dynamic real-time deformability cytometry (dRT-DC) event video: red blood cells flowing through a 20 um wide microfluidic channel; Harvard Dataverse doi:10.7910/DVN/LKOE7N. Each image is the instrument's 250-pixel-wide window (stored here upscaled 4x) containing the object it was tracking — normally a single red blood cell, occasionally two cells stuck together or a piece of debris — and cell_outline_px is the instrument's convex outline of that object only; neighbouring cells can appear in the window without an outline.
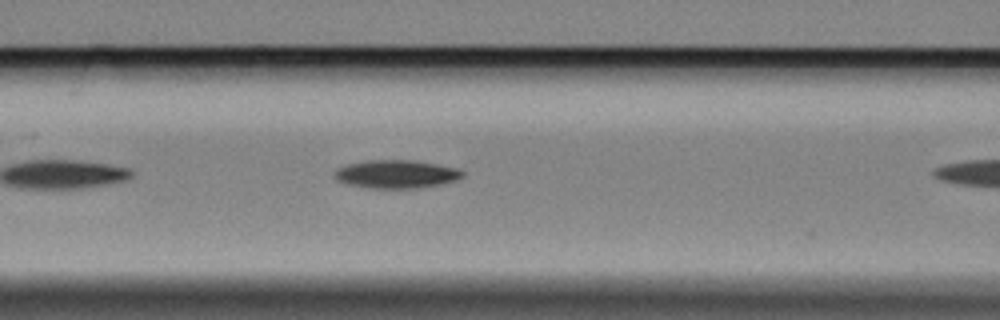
{"species": "Egyptian fruit bat (a non-hibernating species)", "species_latin": "Rousettus aegyptiacus", "temperature_condition": "cold", "stored_images_in_passage": 10, "camera_frame_rate_fps": 3000, "um_per_image_px": 0.085, "animal": {"sex": "female"}, "frame": {"image": 1, "passage_image": 9, "time_ms": 2.667, "image_size_px": [1000, 320], "cell_outline_px": [[464, 176], [456, 180], [440, 184], [420, 188], [368, 188], [348, 184], [336, 180], [332, 176], [332, 172], [348, 164], [368, 160], [412, 160], [460, 168], [464, 172]], "centroid_in_image_um": [33.69, 14.8], "position_along_channel_um": 132.9, "area_um2": 21.15}}